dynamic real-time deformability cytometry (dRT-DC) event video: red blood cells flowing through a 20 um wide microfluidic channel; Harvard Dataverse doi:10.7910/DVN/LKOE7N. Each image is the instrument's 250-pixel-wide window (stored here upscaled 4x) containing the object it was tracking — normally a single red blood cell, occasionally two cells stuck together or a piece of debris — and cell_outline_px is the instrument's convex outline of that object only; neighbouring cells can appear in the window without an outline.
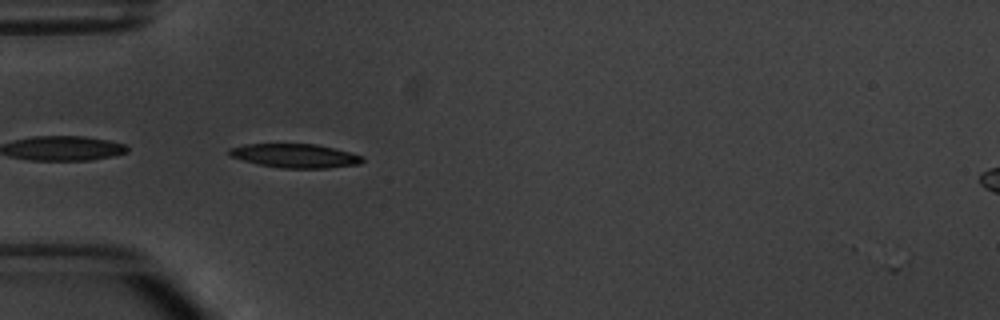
{"species": "common noctule bat (a hibernating species)", "species_latin": "Nyctalus noctula", "temperature_condition": "warm", "stored_images_in_passage": 4, "camera_frame_rate_fps": 3000, "um_per_image_px": 0.085, "animal": {"sex": "male", "body_mass_g": 20.1, "forearm_length_mm": 53.5}, "frame": {"image": 1, "passage_image": 3, "time_ms": 2.333, "image_size_px": [1000, 320], "cell_outline_px": [[364, 160], [360, 164], [328, 168], [280, 168], [260, 164], [228, 156], [228, 148], [244, 144], [316, 144], [364, 156]], "centroid_in_image_um": [25.07, 13.24], "position_along_channel_um": 59.9, "area_um2": 18.5}}